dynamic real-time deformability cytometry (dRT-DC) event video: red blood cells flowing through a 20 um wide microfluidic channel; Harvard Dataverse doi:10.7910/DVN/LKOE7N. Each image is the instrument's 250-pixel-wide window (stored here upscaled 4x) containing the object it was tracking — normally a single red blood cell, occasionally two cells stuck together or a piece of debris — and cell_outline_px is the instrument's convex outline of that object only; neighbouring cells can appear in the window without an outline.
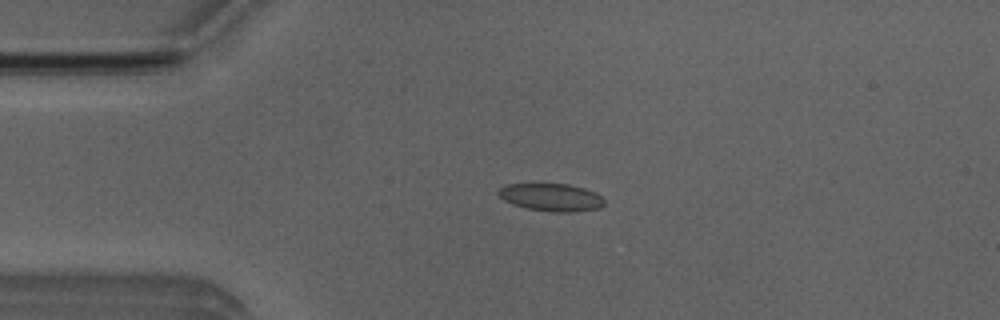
{"species": "Egyptian fruit bat (a non-hibernating species)", "species_latin": "Rousettus aegyptiacus", "temperature_condition": "room temperature", "stored_images_in_passage": 52, "camera_frame_rate_fps": 3000, "um_per_image_px": 0.085, "animal": {"sex": "male"}, "frame": {"image": 1, "passage_image": 12, "time_ms": 3.667, "image_size_px": [1000, 320], "cell_outline_px": [[604, 204], [600, 208], [572, 212], [552, 212], [528, 208], [512, 204], [504, 200], [496, 192], [500, 188], [508, 184], [532, 180], [568, 184], [584, 188], [596, 192], [604, 200]], "centroid_in_image_um": [46.8, 16.71], "position_along_channel_um": 38.2, "area_um2": 17.86}}
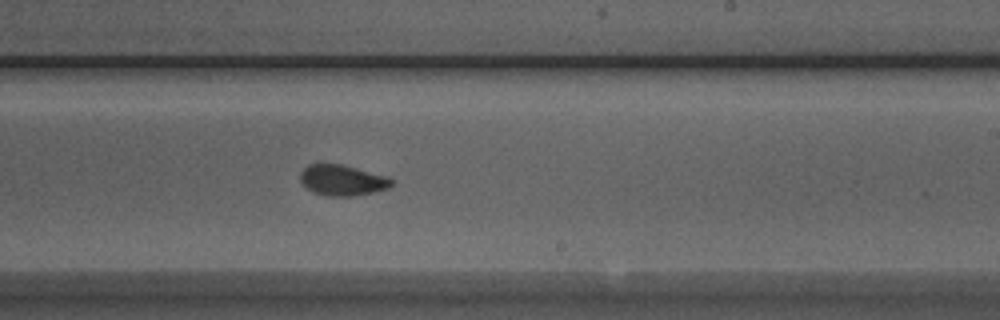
{"frame": {"image": 2, "passage_image": 31, "time_ms": 10.0, "image_size_px": [1000, 320], "cell_outline_px": [[396, 180], [388, 188], [376, 192], [352, 196], [328, 196], [312, 192], [300, 180], [300, 172], [308, 164], [340, 164], [388, 176]], "centroid_in_image_um": [29.13, 15.32], "position_along_channel_um": 259.9, "area_um2": 16.42}}
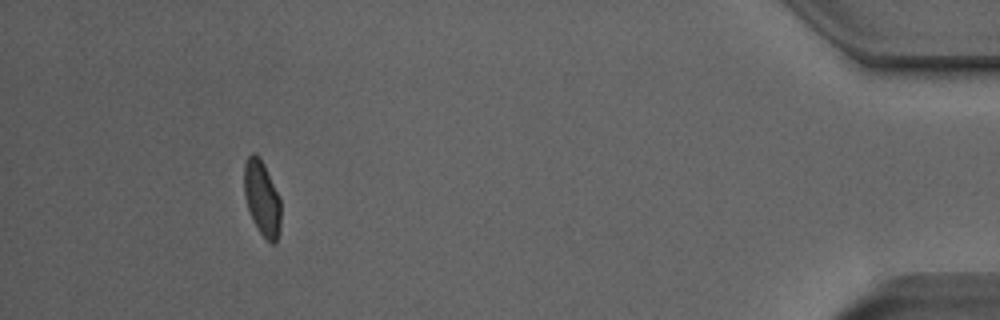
{"frame": {"image": 3, "passage_image": 48, "time_ms": 15.667, "image_size_px": [1000, 320], "cell_outline_px": [[280, 228], [276, 244], [272, 244], [260, 232], [248, 208], [244, 196], [244, 164], [248, 156], [252, 152], [256, 152], [260, 156], [280, 196]], "centroid_in_image_um": [22.27, 16.79], "position_along_channel_um": 412.9, "area_um2": 16.07}, "authors_computed_cell_mechanics": {"area_um2": 16.7042, "velocity_mm_per_s": 3.9226, "shape_relaxation_time_tau1_ms": 6.2354, "shape_relaxation_time_tau2_ms": 0.9461, "deformation_change_tau1": 0.1337, "deformation_change_tau2": 0.0545}}